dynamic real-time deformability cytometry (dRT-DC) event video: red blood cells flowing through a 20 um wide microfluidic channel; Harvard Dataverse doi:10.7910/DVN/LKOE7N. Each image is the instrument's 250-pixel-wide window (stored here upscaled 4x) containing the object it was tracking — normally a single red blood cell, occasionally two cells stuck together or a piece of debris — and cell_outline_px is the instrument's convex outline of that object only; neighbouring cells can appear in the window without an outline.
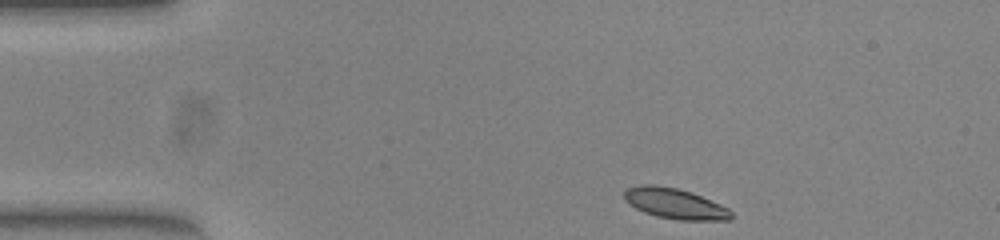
{"species": "common noctule bat (a hibernating species)", "species_latin": "Nyctalus noctula", "temperature_condition": "warm", "stored_images_in_passage": 45, "camera_frame_rate_fps": 3000, "um_per_image_px": 0.085, "animal": {"sex": "female", "body_mass_g": 23.0, "forearm_length_mm": 53.4}, "frame": {"image": 1, "passage_image": 1, "time_ms": 0.0, "image_size_px": [1000, 240], "cell_outline_px": [[732, 220], [680, 220], [656, 216], [644, 212], [636, 208], [624, 200], [624, 188], [640, 184], [652, 184], [676, 188], [692, 192], [720, 204], [728, 208], [732, 212]], "centroid_in_image_um": [57.35, 17.29], "position_along_channel_um": 27.7, "area_um2": 19.13}}
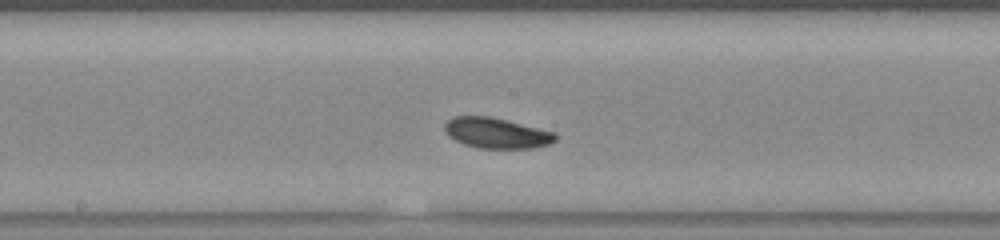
{"frame": {"image": 2, "passage_image": 20, "time_ms": 6.333, "image_size_px": [1000, 240], "cell_outline_px": [[556, 140], [548, 144], [536, 148], [480, 148], [464, 144], [448, 136], [444, 132], [444, 124], [452, 116], [488, 116], [556, 132]], "centroid_in_image_um": [42.18, 11.31], "position_along_channel_um": 206.0, "area_um2": 19.65}}
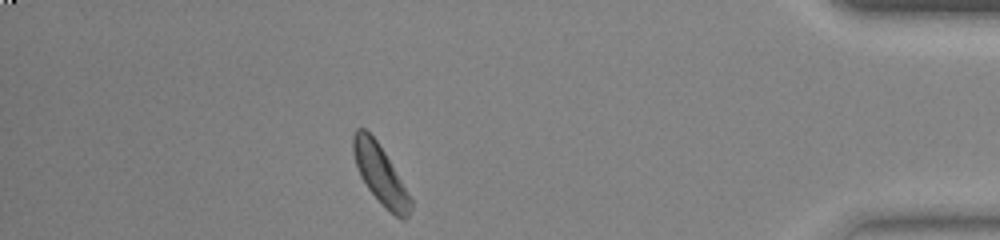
{"frame": {"image": 3, "passage_image": 39, "time_ms": 12.667, "image_size_px": [1000, 240], "cell_outline_px": [[412, 208], [408, 216], [404, 220], [400, 220], [368, 188], [360, 176], [352, 152], [352, 136], [356, 128], [364, 128], [376, 140], [384, 152], [412, 200]], "centroid_in_image_um": [32.3, 14.79], "position_along_channel_um": 402.9, "area_um2": 19.07}, "authors_computed_cell_mechanics": {"area_um2": 19.363, "velocity_mm_per_s": 3.8373, "shape_relaxation_time_tau1_ms": 1.4198, "shape_relaxation_time_tau2_ms": 10.3184, "deformation_change_tau1": 0.0912, "deformation_change_tau2": 0.173}}